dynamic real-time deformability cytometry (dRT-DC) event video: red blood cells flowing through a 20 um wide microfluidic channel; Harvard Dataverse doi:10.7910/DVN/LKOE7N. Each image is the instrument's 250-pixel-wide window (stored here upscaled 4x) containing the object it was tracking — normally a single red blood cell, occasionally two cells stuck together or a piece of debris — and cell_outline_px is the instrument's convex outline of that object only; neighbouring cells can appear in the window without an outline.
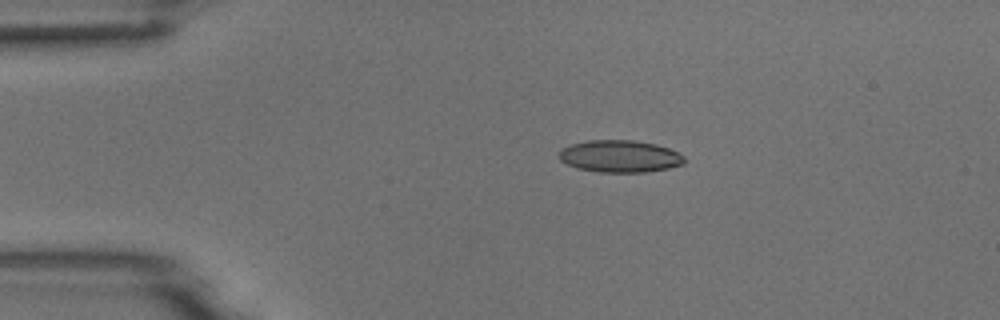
{"species": "common noctule bat (a hibernating species)", "species_latin": "Nyctalus noctula", "temperature_condition": "room temperature", "stored_images_in_passage": 6, "camera_frame_rate_fps": 3000, "um_per_image_px": 0.085, "animal": {"sex": "male", "body_mass_g": 18.8}, "frame": {"image": 1, "passage_image": 3, "time_ms": 2.333, "image_size_px": [1000, 320], "cell_outline_px": [[684, 164], [668, 168], [644, 172], [600, 172], [576, 168], [560, 160], [560, 152], [564, 148], [572, 144], [588, 140], [632, 140], [656, 144], [668, 148], [684, 156]], "centroid_in_image_um": [52.7, 13.28], "position_along_channel_um": 32.3, "area_um2": 23.24}}
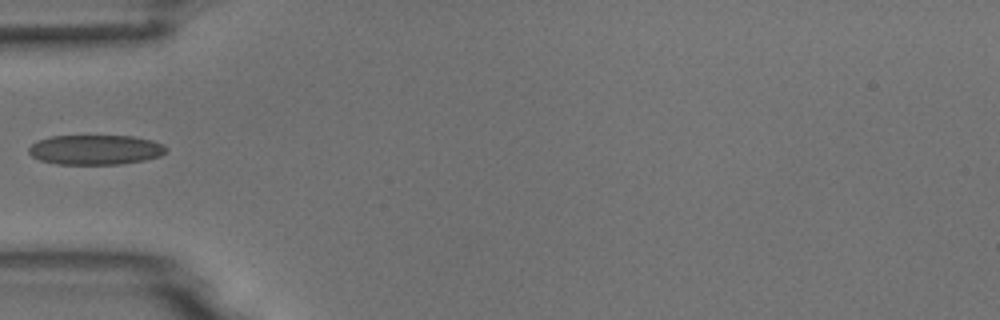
{"frame": {"image": 2, "passage_image": 5, "time_ms": 4.667, "image_size_px": [1000, 320], "cell_outline_px": [[168, 148], [160, 156], [144, 160], [120, 164], [56, 164], [40, 160], [32, 156], [28, 152], [28, 148], [36, 140], [52, 136], [132, 136], [152, 140], [164, 144]], "centroid_in_image_um": [8.1, 12.72], "position_along_channel_um": 76.9, "area_um2": 23.93}}